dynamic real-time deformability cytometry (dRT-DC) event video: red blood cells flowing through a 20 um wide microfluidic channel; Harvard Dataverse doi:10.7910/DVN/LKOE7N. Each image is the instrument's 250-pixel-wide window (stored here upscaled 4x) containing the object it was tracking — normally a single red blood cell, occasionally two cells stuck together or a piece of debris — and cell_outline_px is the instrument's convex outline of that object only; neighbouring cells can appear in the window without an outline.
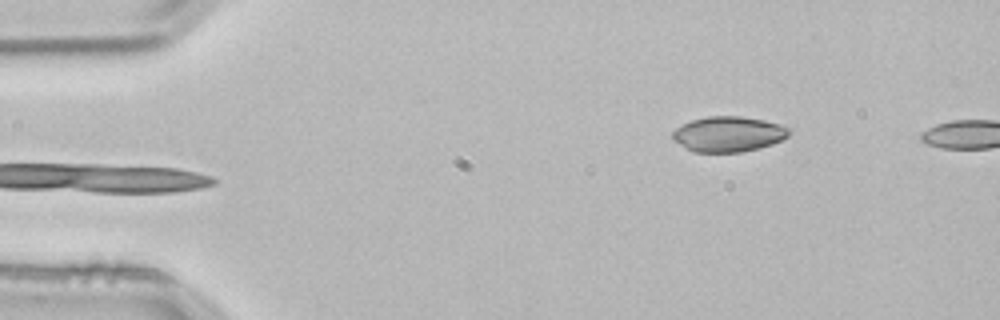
{"species": "common noctule bat (a hibernating species)", "species_latin": "Nyctalus noctula", "temperature_condition": "room temperature", "stored_images_in_passage": 4, "camera_frame_rate_fps": 3000, "um_per_image_px": 0.085, "animal": {"sex": "male", "body_mass_g": 21.5, "forearm_length_mm": 52.0}, "frame": {"image": 1, "passage_image": 4, "time_ms": 1.0, "image_size_px": [1000, 320], "cell_outline_px": [[792, 132], [784, 140], [760, 148], [740, 152], [692, 152], [672, 140], [672, 132], [676, 128], [692, 120], [708, 116], [740, 116], [764, 120], [780, 124], [792, 128]], "centroid_in_image_um": [61.95, 11.4], "position_along_channel_um": 23.0, "area_um2": 24.28}}